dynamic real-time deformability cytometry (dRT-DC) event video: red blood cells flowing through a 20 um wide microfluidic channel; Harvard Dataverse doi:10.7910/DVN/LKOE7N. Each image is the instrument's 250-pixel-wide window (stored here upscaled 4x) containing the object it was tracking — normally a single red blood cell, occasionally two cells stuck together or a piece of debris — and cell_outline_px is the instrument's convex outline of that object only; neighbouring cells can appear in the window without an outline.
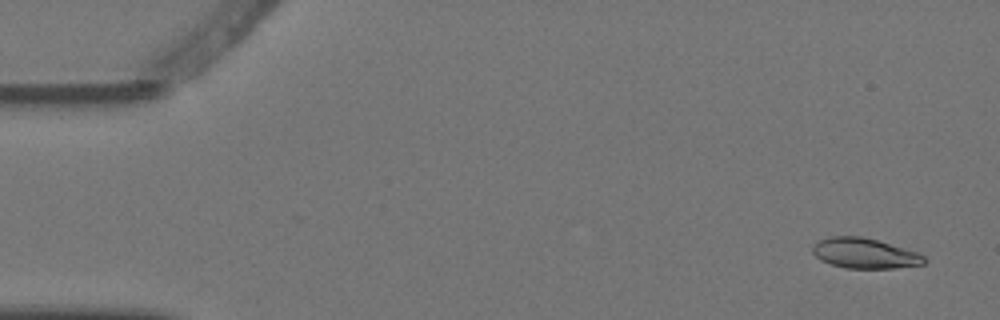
{"species": "Egyptian fruit bat (a non-hibernating species)", "species_latin": "Rousettus aegyptiacus", "temperature_condition": "warm", "stored_images_in_passage": 6, "camera_frame_rate_fps": 3000, "um_per_image_px": 0.085, "animal": {"sex": "female"}, "frame": {"image": 1, "passage_image": 1, "time_ms": 0.0, "image_size_px": [1000, 320], "cell_outline_px": [[924, 264], [892, 268], [844, 268], [820, 260], [812, 252], [812, 244], [820, 240], [832, 236], [860, 236], [876, 240], [916, 252], [924, 256]], "centroid_in_image_um": [73.44, 21.53], "position_along_channel_um": 11.6, "area_um2": 19.36}}
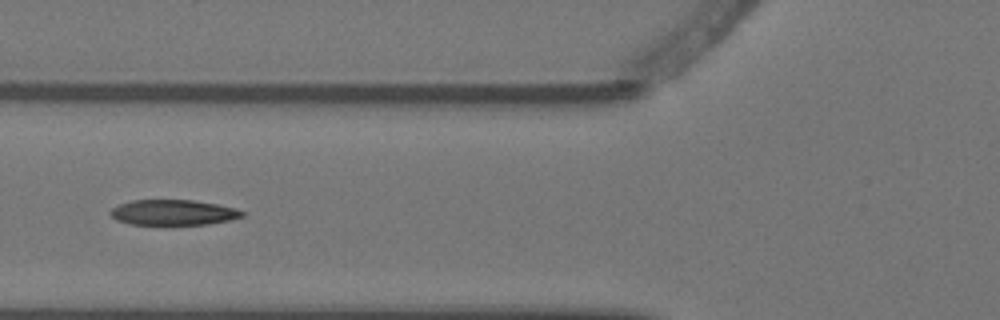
{"frame": {"image": 2, "passage_image": 5, "time_ms": 1.333, "image_size_px": [1000, 320], "cell_outline_px": [[244, 216], [232, 220], [208, 224], [172, 228], [164, 228], [132, 224], [116, 220], [108, 212], [112, 208], [120, 204], [132, 200], [192, 200], [216, 204], [236, 208], [244, 212]], "centroid_in_image_um": [14.72, 18.12], "position_along_channel_um": 111.1, "area_um2": 20.63}}
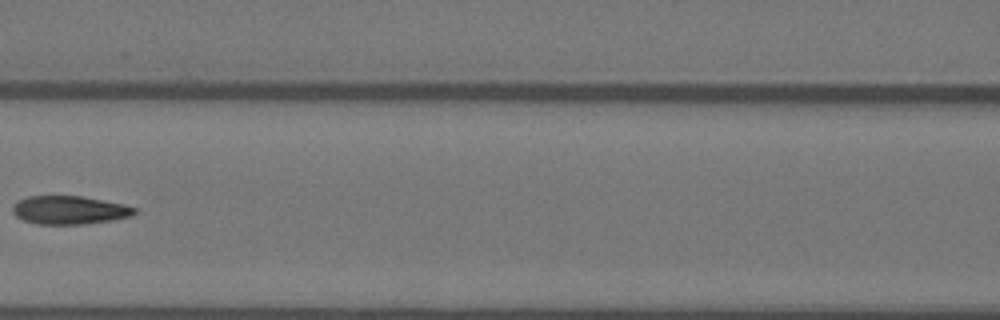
{"frame": {"image": 3, "passage_image": 6, "time_ms": 1.667, "image_size_px": [1000, 320], "cell_outline_px": [[136, 212], [132, 216], [112, 220], [84, 224], [36, 224], [24, 220], [16, 216], [12, 212], [12, 208], [20, 200], [28, 196], [80, 196], [124, 204], [136, 208]], "centroid_in_image_um": [5.92, 17.86], "position_along_channel_um": 160.7, "area_um2": 20.0}}